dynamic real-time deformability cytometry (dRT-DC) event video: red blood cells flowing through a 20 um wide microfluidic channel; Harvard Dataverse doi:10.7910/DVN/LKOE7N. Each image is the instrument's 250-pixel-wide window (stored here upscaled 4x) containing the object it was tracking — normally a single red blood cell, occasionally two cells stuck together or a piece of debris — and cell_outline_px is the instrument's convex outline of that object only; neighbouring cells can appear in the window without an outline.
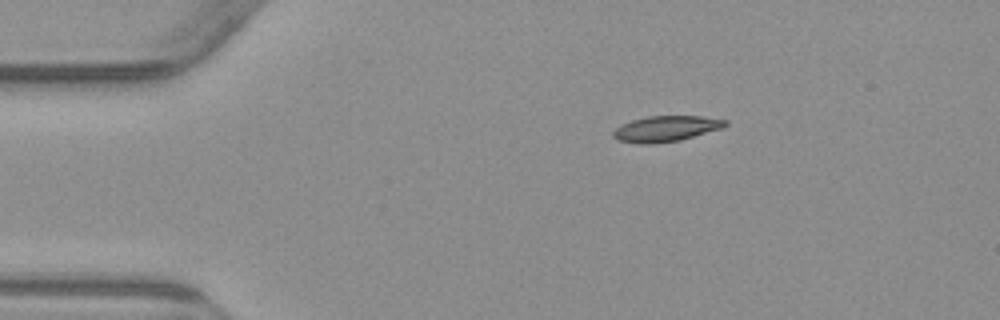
{"species": "common noctule bat (a hibernating species)", "species_latin": "Nyctalus noctula", "temperature_condition": "warm", "stored_images_in_passage": 4, "camera_frame_rate_fps": 3000, "um_per_image_px": 0.085, "animal": {"sex": "male", "body_mass_g": 23.1, "forearm_length_mm": 52.7}, "frame": {"image": 1, "passage_image": 1, "time_ms": 0.0, "image_size_px": [1000, 320], "cell_outline_px": [[728, 124], [720, 128], [680, 140], [652, 144], [640, 144], [620, 140], [612, 136], [612, 132], [620, 124], [632, 120], [648, 116], [704, 116], [728, 120]], "centroid_in_image_um": [56.58, 10.93], "position_along_channel_um": 28.4, "area_um2": 16.7}}
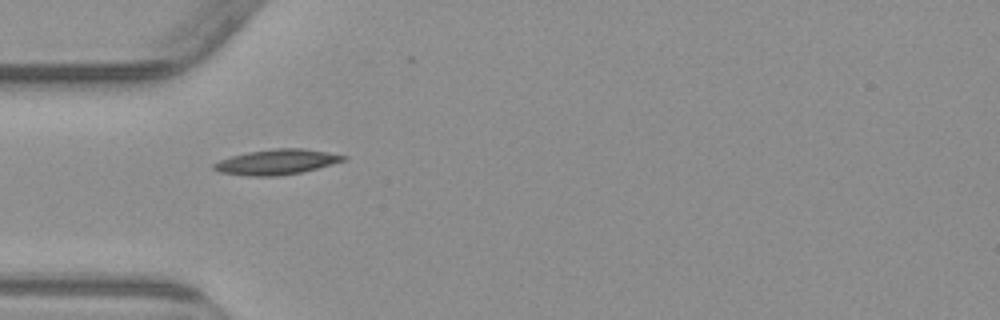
{"frame": {"image": 2, "passage_image": 3, "time_ms": 2.333, "image_size_px": [1000, 320], "cell_outline_px": [[348, 156], [344, 160], [316, 168], [300, 172], [276, 176], [248, 176], [220, 172], [212, 168], [212, 164], [220, 160], [232, 156], [248, 152], [272, 148], [304, 148]], "centroid_in_image_um": [23.47, 13.76], "position_along_channel_um": 61.5, "area_um2": 18.79}}
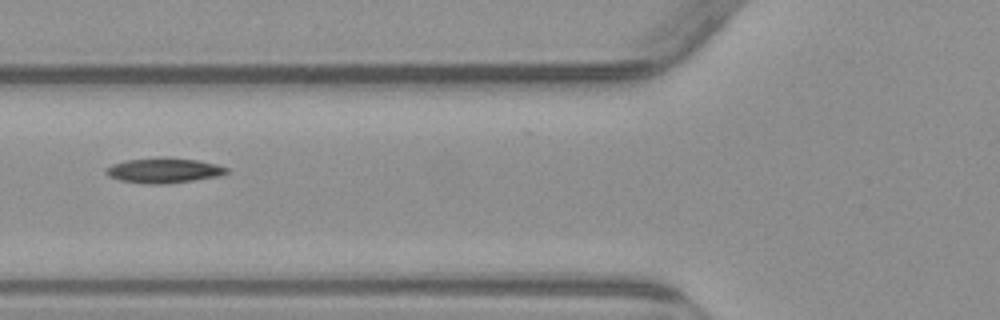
{"frame": {"image": 3, "passage_image": 4, "time_ms": 3.667, "image_size_px": [1000, 320], "cell_outline_px": [[228, 172], [220, 176], [168, 184], [148, 184], [120, 180], [108, 176], [104, 172], [112, 164], [128, 160], [196, 160], [216, 164], [228, 168]], "centroid_in_image_um": [13.94, 14.54], "position_along_channel_um": 111.9, "area_um2": 16.7}}